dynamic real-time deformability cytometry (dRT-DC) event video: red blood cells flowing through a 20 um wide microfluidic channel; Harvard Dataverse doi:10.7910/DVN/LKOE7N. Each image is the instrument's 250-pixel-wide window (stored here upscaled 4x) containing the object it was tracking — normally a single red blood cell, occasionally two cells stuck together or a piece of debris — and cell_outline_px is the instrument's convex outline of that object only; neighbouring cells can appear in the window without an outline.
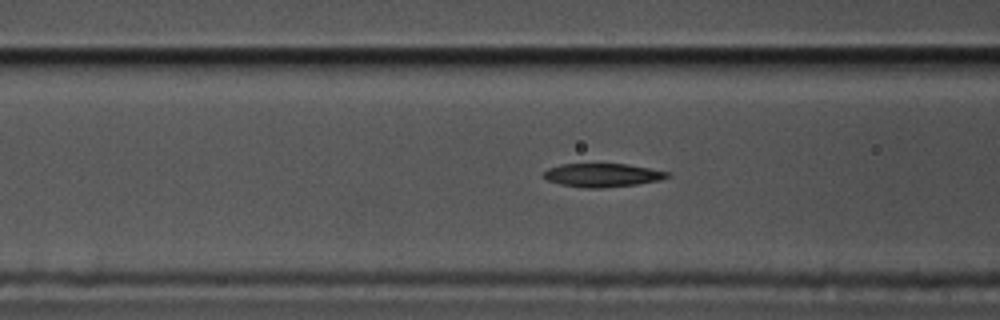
{"species": "common noctule bat (a hibernating species)", "species_latin": "Nyctalus noctula", "temperature_condition": "cold", "stored_images_in_passage": 43, "camera_frame_rate_fps": 3000, "um_per_image_px": 0.085, "animal": {"sex": "male", "body_mass_g": 17.5, "forearm_length_mm": 52.3}, "frame": {"image": 1, "passage_image": 18, "time_ms": 5.667, "image_size_px": [1000, 320], "cell_outline_px": [[672, 176], [660, 180], [636, 184], [604, 188], [584, 188], [560, 184], [548, 180], [544, 176], [544, 172], [548, 168], [560, 164], [628, 164], [672, 172]], "centroid_in_image_um": [51.26, 14.88], "position_along_channel_um": 115.3, "area_um2": 17.05}}
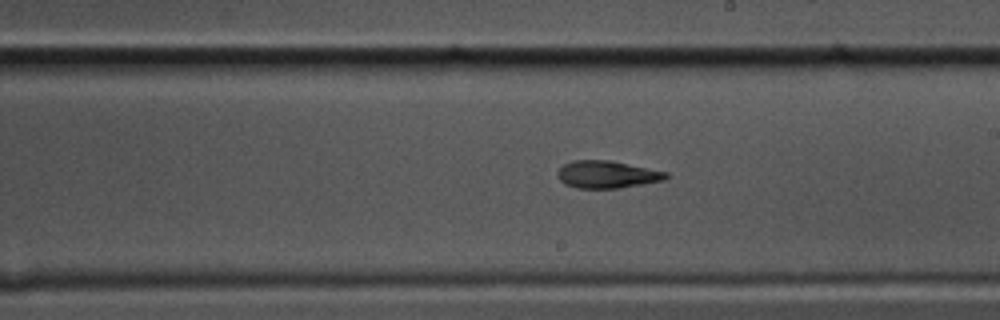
{"frame": {"image": 2, "passage_image": 29, "time_ms": 9.333, "image_size_px": [1000, 320], "cell_outline_px": [[668, 176], [664, 180], [620, 188], [576, 188], [564, 184], [556, 176], [556, 172], [564, 164], [572, 160], [612, 160], [668, 172]], "centroid_in_image_um": [51.57, 14.82], "position_along_channel_um": 237.4, "area_um2": 17.46}}
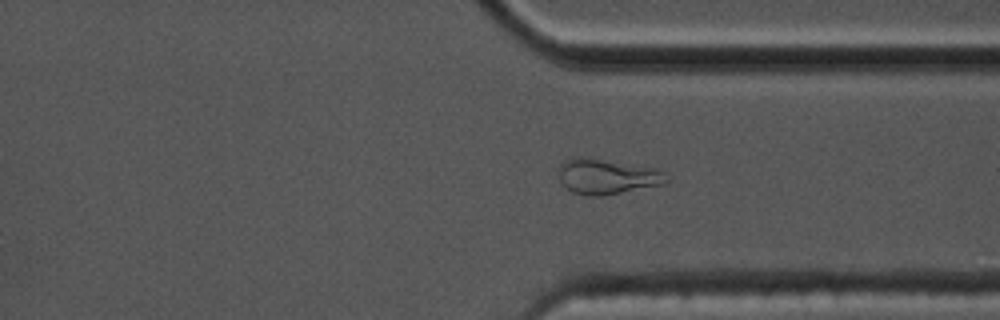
{"frame": {"image": 3, "passage_image": 40, "time_ms": 13.0, "image_size_px": [1000, 320], "cell_outline_px": [[668, 180], [664, 184], [600, 196], [584, 196], [572, 192], [560, 180], [556, 168], [564, 160], [572, 156], [584, 156], [656, 168], [664, 172]], "centroid_in_image_um": [51.53, 14.98], "position_along_channel_um": 359.9, "area_um2": 22.43}}